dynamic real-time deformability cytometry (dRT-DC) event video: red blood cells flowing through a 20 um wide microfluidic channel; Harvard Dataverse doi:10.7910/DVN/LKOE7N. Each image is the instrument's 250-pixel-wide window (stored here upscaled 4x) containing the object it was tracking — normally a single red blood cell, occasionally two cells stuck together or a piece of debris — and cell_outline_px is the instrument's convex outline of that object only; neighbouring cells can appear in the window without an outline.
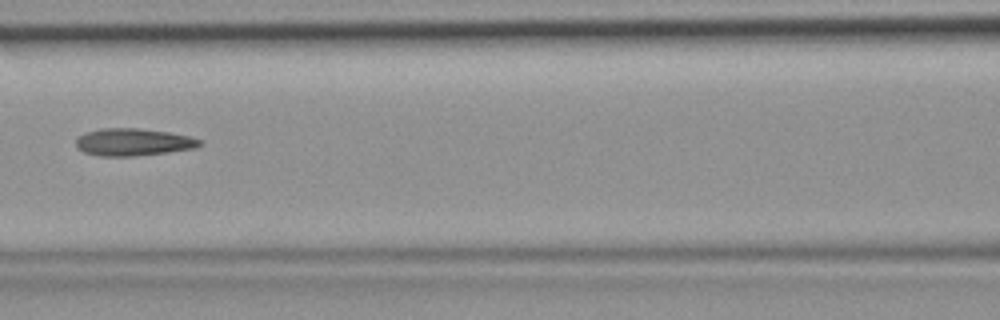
{"species": "common noctule bat (a hibernating species)", "species_latin": "Nyctalus noctula", "temperature_condition": "room temperature", "stored_images_in_passage": 5, "camera_frame_rate_fps": 3000, "um_per_image_px": 0.085, "animal": {"sex": "female", "body_mass_g": 19.9}, "frame": {"image": 1, "passage_image": 5, "time_ms": 1.333, "image_size_px": [1000, 320], "cell_outline_px": [[204, 144], [196, 148], [168, 152], [132, 156], [100, 156], [84, 152], [76, 148], [76, 140], [84, 132], [100, 128], [140, 128], [168, 132], [188, 136], [200, 140]], "centroid_in_image_um": [11.31, 12.07], "position_along_channel_um": 155.3, "area_um2": 19.77}}